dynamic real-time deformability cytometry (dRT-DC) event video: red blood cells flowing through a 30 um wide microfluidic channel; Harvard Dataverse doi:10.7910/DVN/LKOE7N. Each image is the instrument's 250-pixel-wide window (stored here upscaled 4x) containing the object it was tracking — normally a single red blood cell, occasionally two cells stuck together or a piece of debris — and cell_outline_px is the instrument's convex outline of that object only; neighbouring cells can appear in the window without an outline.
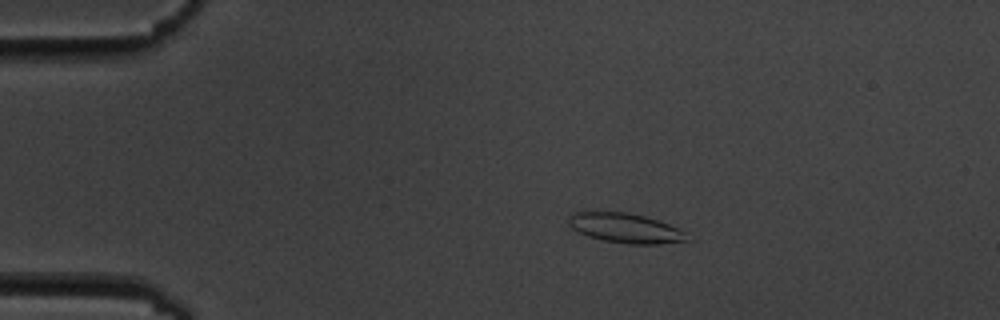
{"species": "common noctule bat (a hibernating species)", "species_latin": "Nyctalus noctula", "temperature_condition": "cold", "stored_images_in_passage": 4, "camera_frame_rate_fps": 3000, "um_per_image_px": 0.085, "animal": {"sex": "male", "body_mass_g": 19.5, "forearm_length_mm": 54.6}, "frame": {"image": 1, "passage_image": 3, "time_ms": 2.333, "image_size_px": [1000, 320], "cell_outline_px": [[688, 240], [660, 244], [628, 244], [604, 240], [588, 236], [576, 232], [568, 224], [568, 216], [572, 212], [628, 212], [644, 216], [668, 224], [684, 232]], "centroid_in_image_um": [53.08, 19.38], "position_along_channel_um": 31.9, "area_um2": 20.29}}